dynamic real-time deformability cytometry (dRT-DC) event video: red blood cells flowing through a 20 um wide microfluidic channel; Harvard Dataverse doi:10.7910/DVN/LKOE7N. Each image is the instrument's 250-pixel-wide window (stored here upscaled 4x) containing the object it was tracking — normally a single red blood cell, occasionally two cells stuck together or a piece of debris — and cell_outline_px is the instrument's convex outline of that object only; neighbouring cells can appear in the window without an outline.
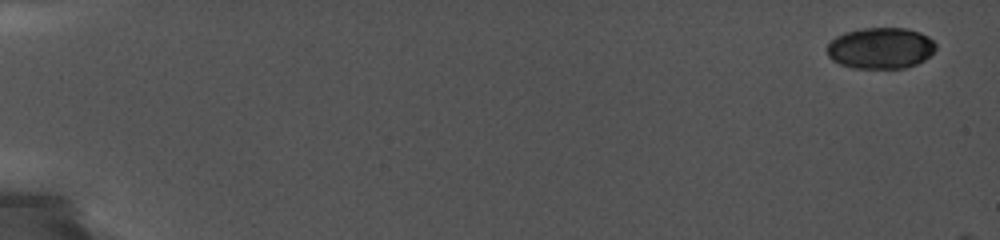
{"species": "common noctule bat (a hibernating species)", "species_latin": "Nyctalus noctula", "temperature_condition": "cold", "stored_images_in_passage": 4, "camera_frame_rate_fps": 5000, "um_per_image_px": 0.085, "animal": {"sex": "female", "body_mass_g": 19.0, "forearm_length_mm": 56.7}, "frame": {"image": 1, "passage_image": 1, "time_ms": 0.0, "image_size_px": [1000, 240], "cell_outline_px": [[936, 48], [924, 60], [916, 64], [904, 68], [852, 68], [840, 64], [832, 60], [828, 56], [828, 44], [836, 36], [844, 32], [864, 28], [904, 28], [920, 32], [928, 36], [936, 44]], "centroid_in_image_um": [74.84, 4.09], "position_along_channel_um": 10.2, "area_um2": 26.07}}